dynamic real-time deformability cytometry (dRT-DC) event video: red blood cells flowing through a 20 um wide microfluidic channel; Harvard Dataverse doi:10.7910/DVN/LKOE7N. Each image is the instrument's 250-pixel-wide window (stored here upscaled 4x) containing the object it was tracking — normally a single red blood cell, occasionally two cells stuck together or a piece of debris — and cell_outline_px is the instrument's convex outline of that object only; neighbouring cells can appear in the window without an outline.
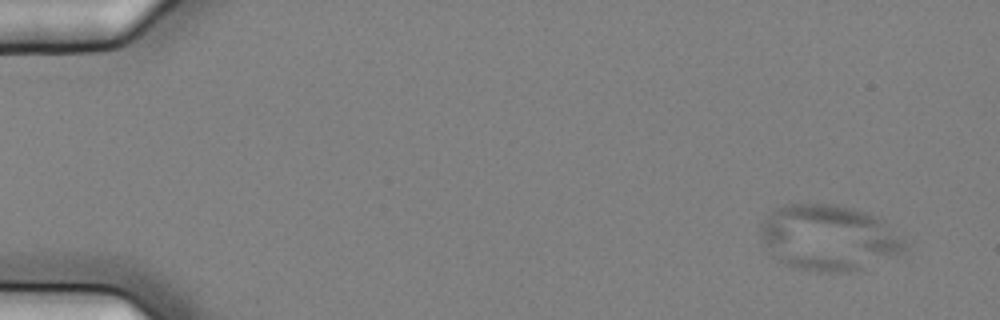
{"species": "common noctule bat (a hibernating species)", "species_latin": "Nyctalus noctula", "temperature_condition": "cold", "stored_images_in_passage": 5, "camera_frame_rate_fps": 3000, "um_per_image_px": 0.085, "animal": {"sex": "female", "body_mass_g": 25.1}, "frame": {"image": 1, "passage_image": 1, "time_ms": 0.0, "image_size_px": [1000, 320], "cell_outline_px": [[908, 248], [904, 252], [864, 268], [848, 272], [820, 272], [792, 268], [784, 264], [772, 256], [764, 244], [760, 236], [760, 224], [772, 208], [784, 204], [836, 204], [856, 208], [876, 216]], "centroid_in_image_um": [70.34, 20.2], "position_along_channel_um": 14.7, "area_um2": 55.26}}
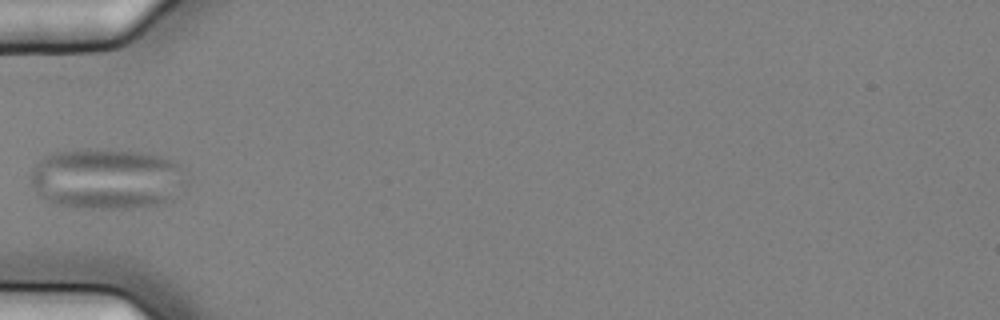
{"frame": {"image": 2, "passage_image": 5, "time_ms": 1.333, "image_size_px": [1000, 320], "cell_outline_px": [[192, 180], [172, 200], [164, 204], [132, 208], [76, 208], [44, 200], [36, 192], [32, 184], [32, 168], [44, 156], [52, 152], [80, 148], [108, 148], [148, 152], [172, 160], [180, 164]], "centroid_in_image_um": [9.17, 15.17], "position_along_channel_um": 75.8, "area_um2": 56.93}}